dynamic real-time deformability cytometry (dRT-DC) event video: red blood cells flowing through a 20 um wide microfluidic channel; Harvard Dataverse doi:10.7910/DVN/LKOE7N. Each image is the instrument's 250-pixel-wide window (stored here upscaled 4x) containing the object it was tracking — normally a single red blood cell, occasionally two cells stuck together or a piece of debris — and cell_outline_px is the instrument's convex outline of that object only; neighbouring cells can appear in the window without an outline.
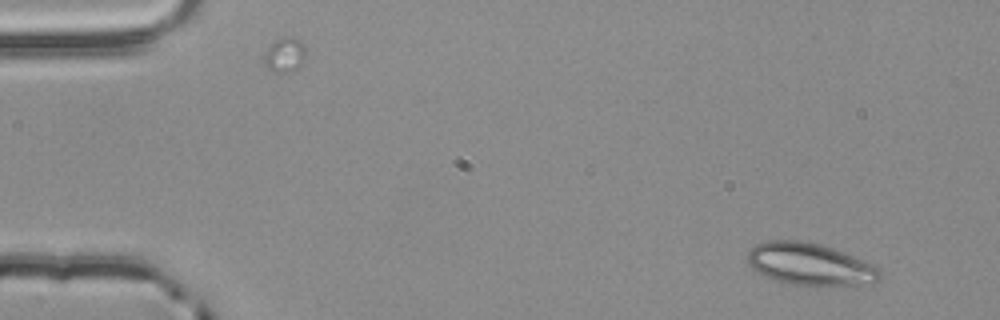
{"species": "common noctule bat (a hibernating species)", "species_latin": "Nyctalus noctula", "temperature_condition": "room temperature", "stored_images_in_passage": 3, "camera_frame_rate_fps": 3000, "um_per_image_px": 0.085, "animal": {"sex": "male", "body_mass_g": 20.4}, "frame": {"image": 1, "passage_image": 1, "time_ms": 0.0, "image_size_px": [1000, 320], "cell_outline_px": [[880, 280], [872, 284], [788, 284], [764, 276], [756, 272], [748, 264], [748, 252], [756, 244], [768, 240], [800, 240], [820, 244], [844, 252], [872, 264], [880, 268]], "centroid_in_image_um": [68.83, 22.44], "position_along_channel_um": 16.2, "area_um2": 32.19}}